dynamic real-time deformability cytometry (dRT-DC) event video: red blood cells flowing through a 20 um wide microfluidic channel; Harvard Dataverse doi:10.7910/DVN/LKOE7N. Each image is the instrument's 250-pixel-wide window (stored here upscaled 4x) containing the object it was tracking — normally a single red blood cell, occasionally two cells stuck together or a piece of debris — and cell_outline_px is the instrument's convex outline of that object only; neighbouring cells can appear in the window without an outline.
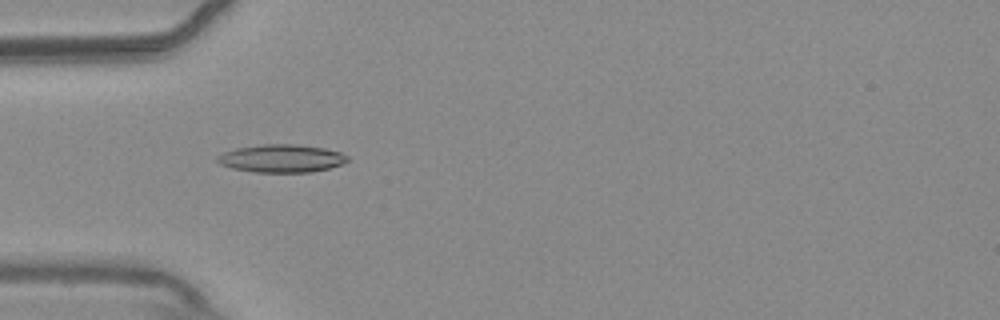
{"species": "common noctule bat (a hibernating species)", "species_latin": "Nyctalus noctula", "temperature_condition": "warm", "stored_images_in_passage": 42, "camera_frame_rate_fps": 3000, "um_per_image_px": 0.085, "animal": {"sex": "male", "body_mass_g": 20.4}, "frame": {"image": 1, "passage_image": 4, "time_ms": 1.0, "image_size_px": [1000, 320], "cell_outline_px": [[348, 160], [344, 164], [312, 172], [256, 172], [232, 168], [220, 164], [216, 160], [216, 156], [224, 152], [236, 148], [260, 144], [296, 144], [324, 148], [340, 152], [348, 156]], "centroid_in_image_um": [23.92, 13.46], "position_along_channel_um": 61.1, "area_um2": 21.21}}
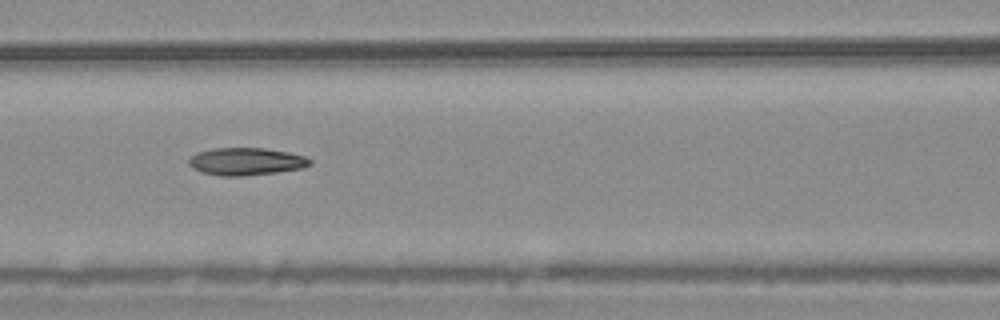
{"frame": {"image": 2, "passage_image": 11, "time_ms": 3.333, "image_size_px": [1000, 320], "cell_outline_px": [[312, 164], [300, 168], [276, 172], [244, 176], [220, 176], [200, 172], [192, 168], [188, 164], [188, 160], [192, 156], [200, 152], [212, 148], [264, 148], [288, 152], [304, 156], [312, 160]], "centroid_in_image_um": [20.9, 13.73], "position_along_channel_um": 145.7, "area_um2": 19.36}}
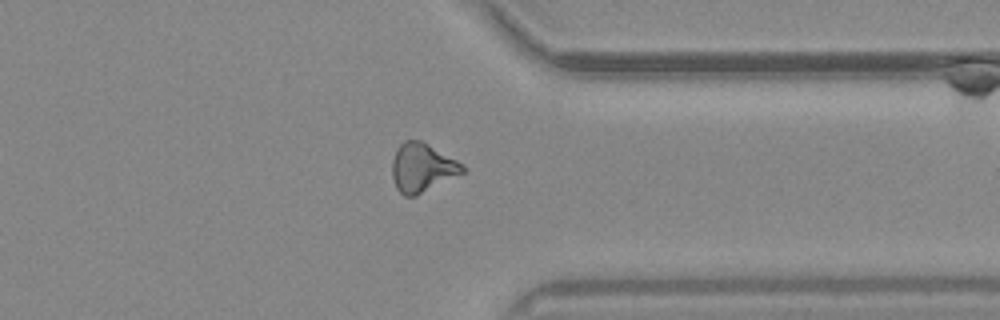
{"frame": {"image": 3, "passage_image": 30, "time_ms": 9.667, "image_size_px": [1000, 320], "cell_outline_px": [[464, 172], [416, 196], [404, 196], [396, 188], [392, 176], [392, 160], [400, 144], [404, 140], [420, 140], [428, 144], [464, 164]], "centroid_in_image_um": [35.87, 14.25], "position_along_channel_um": 375.5, "area_um2": 19.83}, "authors_computed_cell_mechanics": {"area_um2": 19.1318, "velocity_mm_per_s": 3.6868, "shape_relaxation_time_tau1_ms": null, "shape_relaxation_time_tau2_ms": 4.3566, "deformation_change_tau1": null, "deformation_change_tau2": 0.1267}}